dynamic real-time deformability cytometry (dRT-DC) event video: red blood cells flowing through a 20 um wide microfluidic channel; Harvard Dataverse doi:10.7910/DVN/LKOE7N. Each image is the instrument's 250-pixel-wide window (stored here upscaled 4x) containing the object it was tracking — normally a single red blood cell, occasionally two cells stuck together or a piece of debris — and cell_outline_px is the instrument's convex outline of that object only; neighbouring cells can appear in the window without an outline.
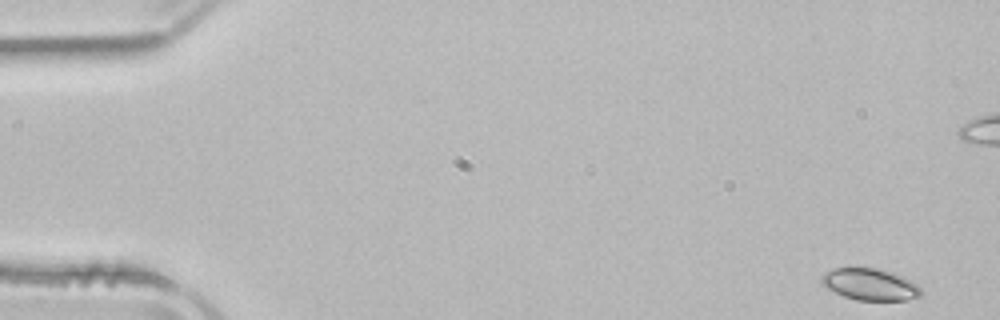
{"species": "common noctule bat (a hibernating species)", "species_latin": "Nyctalus noctula", "temperature_condition": "room temperature", "stored_images_in_passage": 52, "camera_frame_rate_fps": 3000, "um_per_image_px": 0.085, "animal": {"sex": "male", "body_mass_g": 21.5, "forearm_length_mm": 52.0}, "frame": {"image": 1, "passage_image": 1, "time_ms": 0.0, "image_size_px": [1000, 320], "cell_outline_px": [[924, 292], [920, 296], [908, 300], [856, 300], [844, 296], [824, 288], [820, 284], [820, 276], [824, 272], [832, 268], [876, 268], [892, 272], [904, 276], [912, 280]], "centroid_in_image_um": [73.92, 24.17], "position_along_channel_um": 11.1, "area_um2": 18.79}}
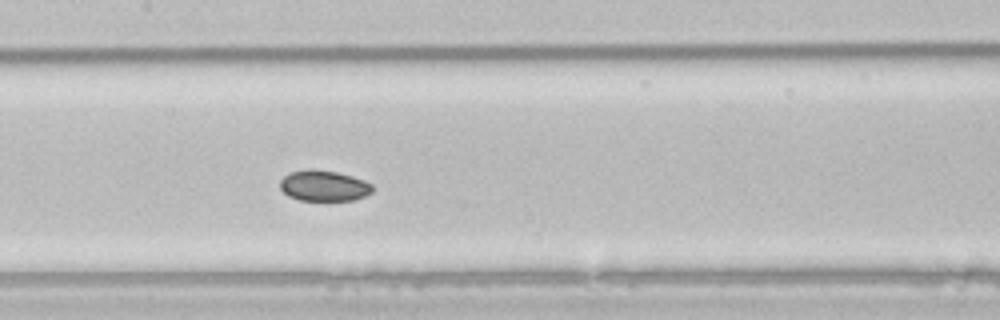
{"frame": {"image": 2, "passage_image": 24, "time_ms": 7.667, "image_size_px": [1000, 320], "cell_outline_px": [[372, 192], [364, 196], [352, 200], [300, 200], [288, 196], [280, 188], [280, 180], [288, 172], [312, 168], [336, 172], [352, 176], [364, 180], [372, 184]], "centroid_in_image_um": [27.5, 15.77], "position_along_channel_um": 179.9, "area_um2": 16.59}}
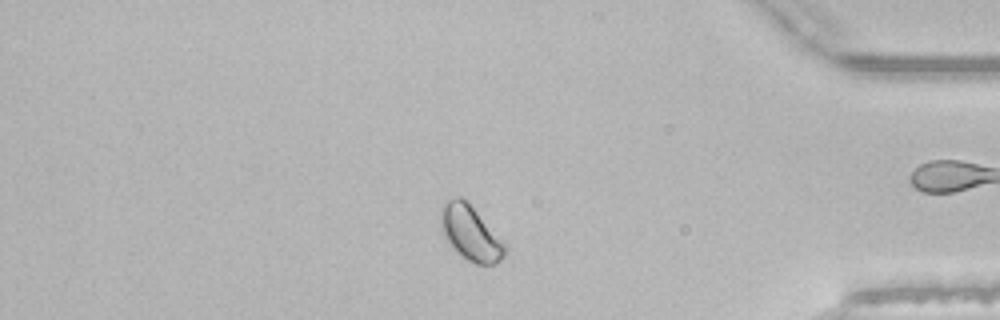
{"frame": {"image": 3, "passage_image": 43, "time_ms": 14.0, "image_size_px": [1000, 320], "cell_outline_px": [[508, 248], [504, 256], [496, 264], [476, 264], [460, 256], [448, 244], [444, 236], [440, 224], [440, 216], [444, 204], [448, 200], [456, 196], [460, 196], [508, 244]], "centroid_in_image_um": [40.01, 19.86], "position_along_channel_um": 395.2, "area_um2": 20.46}, "authors_computed_cell_mechanics": {"area_um2": 17.918, "velocity_mm_per_s": 3.8971, "shape_relaxation_time_tau1_ms": null, "shape_relaxation_time_tau2_ms": 2.7244, "deformation_change_tau1": null, "deformation_change_tau2": 0.0328}}